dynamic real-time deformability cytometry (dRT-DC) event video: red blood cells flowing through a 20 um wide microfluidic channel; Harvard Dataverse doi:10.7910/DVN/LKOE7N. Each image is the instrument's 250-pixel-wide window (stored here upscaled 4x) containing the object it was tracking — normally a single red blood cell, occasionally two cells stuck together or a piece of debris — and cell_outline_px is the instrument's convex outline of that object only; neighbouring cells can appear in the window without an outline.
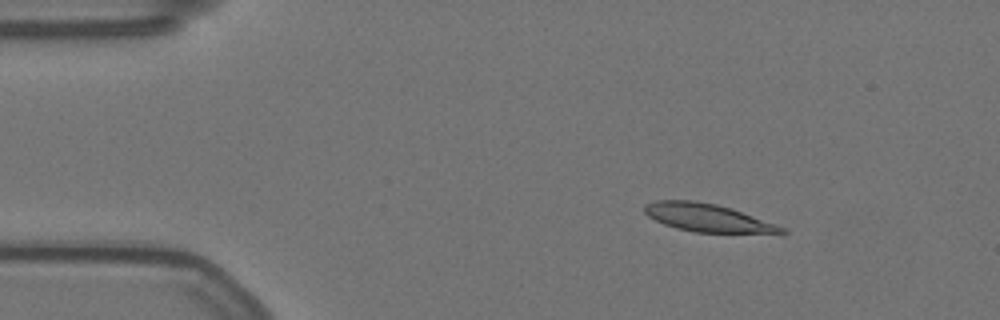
{"species": "Egyptian fruit bat (a non-hibernating species)", "species_latin": "Rousettus aegyptiacus", "temperature_condition": "warm", "stored_images_in_passage": 50, "camera_frame_rate_fps": 3000, "um_per_image_px": 0.085, "animal": {"sex": "female"}, "frame": {"image": 1, "passage_image": 1, "time_ms": 0.0, "image_size_px": [1000, 320], "cell_outline_px": [[788, 232], [692, 232], [676, 228], [664, 224], [648, 216], [644, 212], [644, 204], [656, 200], [692, 200], [716, 204], [732, 208], [776, 224], [784, 228]], "centroid_in_image_um": [60.06, 18.48], "position_along_channel_um": 24.9, "area_um2": 21.96}}
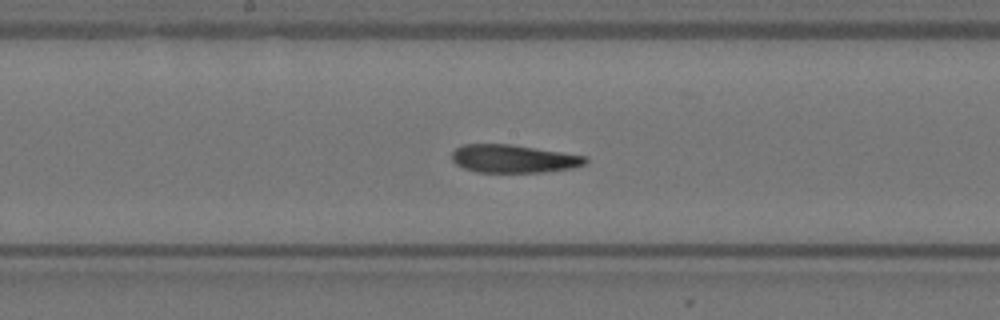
{"frame": {"image": 2, "passage_image": 22, "time_ms": 7.0, "image_size_px": [1000, 320], "cell_outline_px": [[588, 160], [584, 164], [572, 168], [544, 172], [476, 172], [464, 168], [456, 164], [452, 160], [452, 152], [460, 144], [512, 144], [588, 156]], "centroid_in_image_um": [43.65, 13.48], "position_along_channel_um": 204.6, "area_um2": 21.96}}
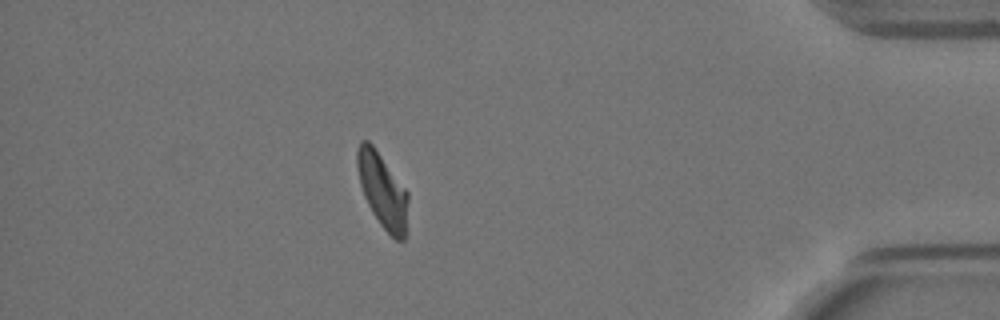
{"frame": {"image": 3, "passage_image": 43, "time_ms": 14.0, "image_size_px": [1000, 320], "cell_outline_px": [[408, 200], [404, 240], [396, 240], [380, 224], [372, 212], [364, 196], [360, 184], [356, 164], [356, 152], [360, 140], [368, 140], [372, 144], [408, 192]], "centroid_in_image_um": [32.49, 16.16], "position_along_channel_um": 402.7, "area_um2": 21.85}, "authors_computed_cell_mechanics": {"area_um2": 22.7732, "velocity_mm_per_s": 3.4953, "shape_relaxation_time_tau1_ms": 9.3946, "shape_relaxation_time_tau2_ms": 2.5124, "deformation_change_tau1": 0.2695, "deformation_change_tau2": 0.0982}}